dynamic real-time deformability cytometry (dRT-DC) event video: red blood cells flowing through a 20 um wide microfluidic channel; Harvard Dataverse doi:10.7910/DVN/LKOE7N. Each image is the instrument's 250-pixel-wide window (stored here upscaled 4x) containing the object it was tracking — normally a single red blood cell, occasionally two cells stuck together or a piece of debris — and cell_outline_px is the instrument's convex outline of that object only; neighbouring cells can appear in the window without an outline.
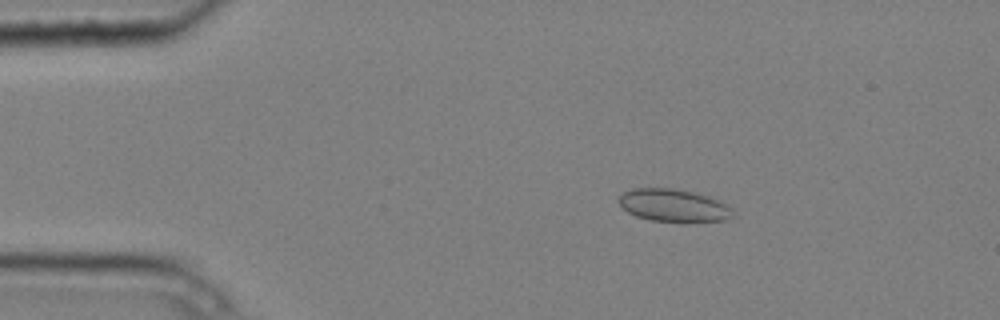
{"species": "common noctule bat (a hibernating species)", "species_latin": "Nyctalus noctula", "temperature_condition": "cold", "stored_images_in_passage": 10, "camera_frame_rate_fps": 3000, "um_per_image_px": 0.085, "animal": {"sex": "male", "body_mass_g": 20.4}, "frame": {"image": 1, "passage_image": 2, "time_ms": 0.333, "image_size_px": [1000, 320], "cell_outline_px": [[732, 216], [724, 220], [688, 224], [684, 224], [652, 220], [636, 216], [620, 208], [616, 200], [624, 192], [632, 188], [672, 188], [696, 192], [708, 196], [732, 208]], "centroid_in_image_um": [57.22, 17.49], "position_along_channel_um": 27.8, "area_um2": 22.31}}
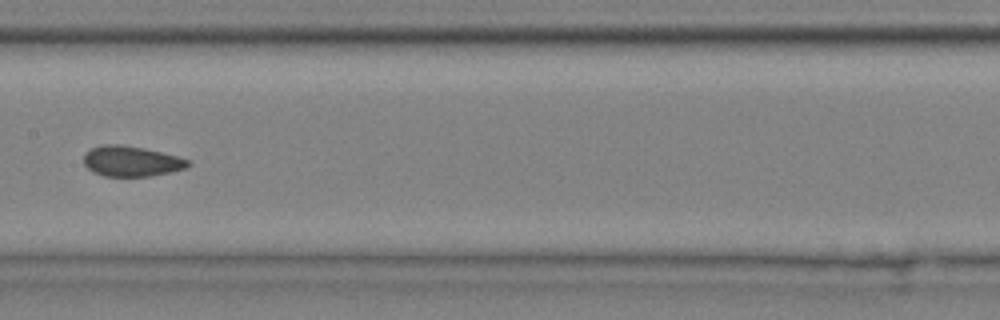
{"frame": {"image": 2, "passage_image": 7, "time_ms": 2.0, "image_size_px": [1000, 320], "cell_outline_px": [[192, 164], [188, 168], [152, 176], [104, 176], [92, 172], [84, 164], [84, 156], [92, 148], [100, 144], [120, 144], [144, 148], [180, 156], [192, 160]], "centroid_in_image_um": [11.23, 13.7], "position_along_channel_um": 196.2, "area_um2": 18.79}}
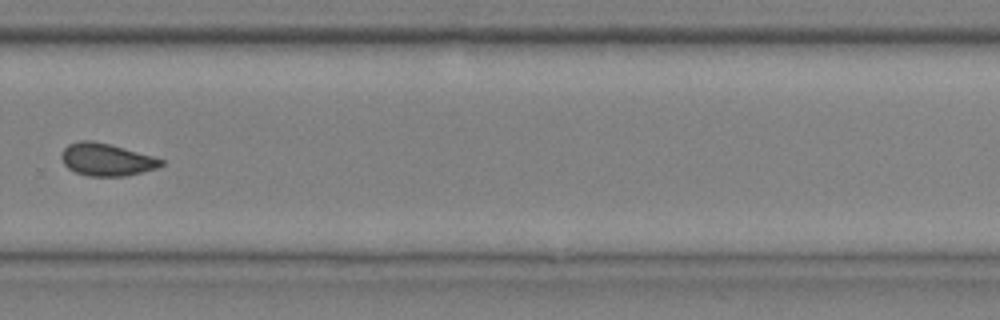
{"frame": {"image": 3, "passage_image": 10, "time_ms": 3.0, "image_size_px": [1000, 320], "cell_outline_px": [[164, 164], [156, 168], [124, 176], [88, 176], [76, 172], [68, 168], [64, 164], [60, 156], [64, 148], [68, 144], [80, 140], [92, 140], [124, 148], [152, 156], [164, 160]], "centroid_in_image_um": [9.02, 13.56], "position_along_channel_um": 320.8, "area_um2": 18.67}}